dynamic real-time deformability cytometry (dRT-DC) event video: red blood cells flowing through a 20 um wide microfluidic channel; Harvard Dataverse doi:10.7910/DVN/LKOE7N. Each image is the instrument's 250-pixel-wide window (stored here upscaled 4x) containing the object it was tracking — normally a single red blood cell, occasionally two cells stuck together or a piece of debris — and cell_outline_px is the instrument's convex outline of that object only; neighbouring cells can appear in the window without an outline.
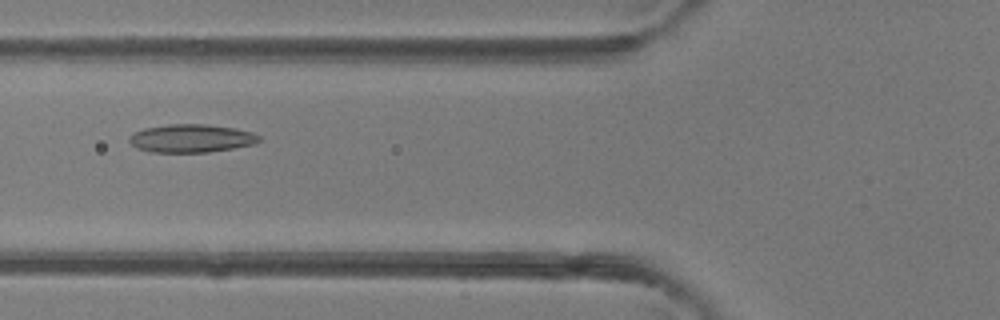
{"species": "common noctule bat (a hibernating species)", "species_latin": "Nyctalus noctula", "temperature_condition": "room temperature", "stored_images_in_passage": 5, "camera_frame_rate_fps": 3000, "um_per_image_px": 0.085, "animal": {"sex": "female"}, "frame": {"image": 1, "passage_image": 5, "time_ms": 5.333, "image_size_px": [1000, 320], "cell_outline_px": [[260, 140], [252, 144], [232, 148], [208, 152], [148, 152], [136, 148], [128, 140], [128, 136], [132, 132], [144, 128], [168, 124], [204, 124], [236, 128], [252, 132], [260, 136]], "centroid_in_image_um": [16.2, 11.75], "position_along_channel_um": 109.6, "area_um2": 21.39}}